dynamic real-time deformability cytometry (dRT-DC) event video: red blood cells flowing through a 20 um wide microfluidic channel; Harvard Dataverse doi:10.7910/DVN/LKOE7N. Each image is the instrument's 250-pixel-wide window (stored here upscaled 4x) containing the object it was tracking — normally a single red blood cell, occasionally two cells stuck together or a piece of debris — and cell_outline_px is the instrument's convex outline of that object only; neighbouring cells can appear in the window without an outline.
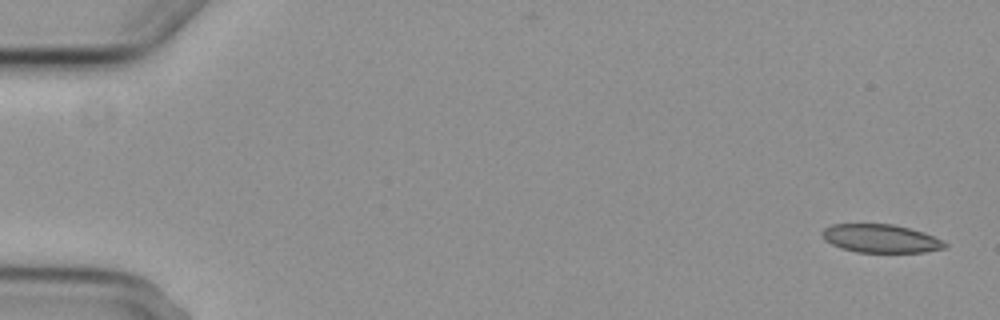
{"species": "common noctule bat (a hibernating species)", "species_latin": "Nyctalus noctula", "temperature_condition": "cold", "stored_images_in_passage": 5, "camera_frame_rate_fps": 3000, "um_per_image_px": 0.085, "animal": {"sex": "female", "body_mass_g": 29.2, "forearm_length_mm": 56.3}, "frame": {"image": 1, "passage_image": 1, "time_ms": 0.0, "image_size_px": [1000, 320], "cell_outline_px": [[948, 244], [944, 248], [924, 252], [856, 252], [840, 248], [824, 240], [820, 232], [824, 228], [832, 224], [892, 224], [924, 232], [944, 240]], "centroid_in_image_um": [74.85, 20.27], "position_along_channel_um": 10.2, "area_um2": 20.35}}
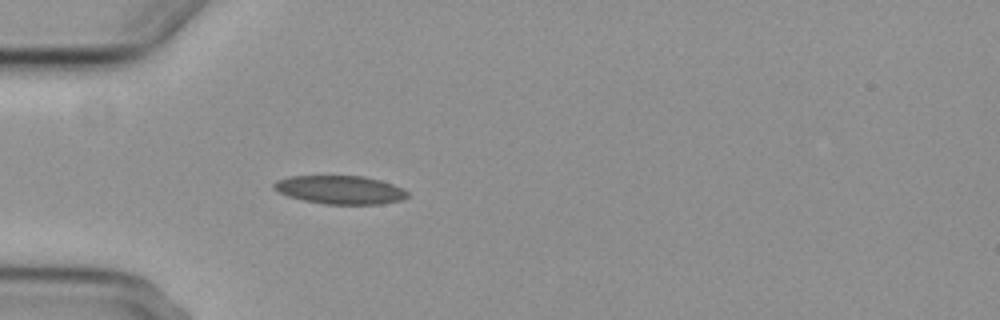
{"frame": {"image": 2, "passage_image": 5, "time_ms": 5.0, "image_size_px": [1000, 320], "cell_outline_px": [[408, 196], [404, 200], [380, 204], [324, 204], [304, 200], [288, 196], [272, 188], [272, 184], [276, 180], [292, 176], [364, 176], [380, 180], [404, 188], [408, 192]], "centroid_in_image_um": [28.93, 16.13], "position_along_channel_um": 56.1, "area_um2": 22.2}}